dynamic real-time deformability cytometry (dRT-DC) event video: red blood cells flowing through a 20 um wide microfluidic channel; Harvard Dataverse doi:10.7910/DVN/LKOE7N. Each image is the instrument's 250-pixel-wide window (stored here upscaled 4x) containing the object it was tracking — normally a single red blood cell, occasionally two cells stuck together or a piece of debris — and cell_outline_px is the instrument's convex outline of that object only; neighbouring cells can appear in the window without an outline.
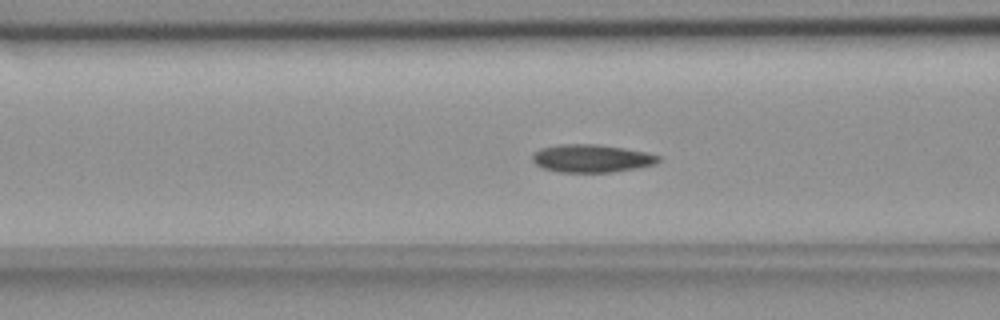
{"species": "common noctule bat (a hibernating species)", "species_latin": "Nyctalus noctula", "temperature_condition": "room temperature", "stored_images_in_passage": 56, "camera_frame_rate_fps": 3000, "um_per_image_px": 0.085, "animal": {"sex": "female", "body_mass_g": 18.4}, "frame": {"image": 1, "passage_image": 21, "time_ms": 6.667, "image_size_px": [1000, 320], "cell_outline_px": [[660, 160], [656, 164], [640, 168], [612, 172], [560, 172], [544, 168], [536, 164], [532, 160], [532, 156], [540, 148], [560, 144], [600, 144], [624, 148], [644, 152], [660, 156]], "centroid_in_image_um": [50.31, 13.46], "position_along_channel_um": 116.3, "area_um2": 20.52}}
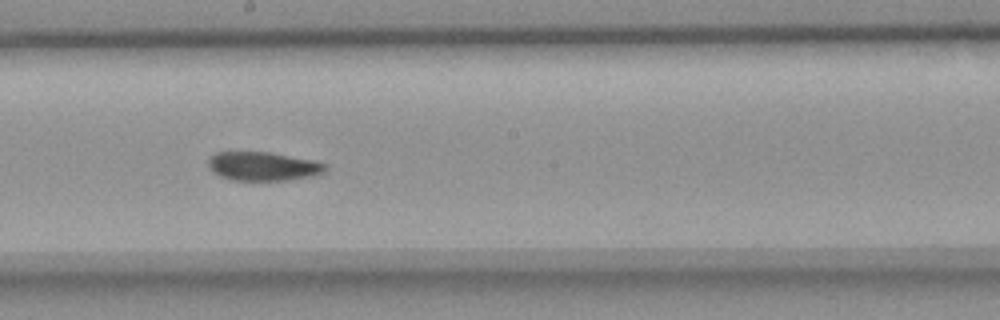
{"frame": {"image": 2, "passage_image": 30, "time_ms": 9.667, "image_size_px": [1000, 320], "cell_outline_px": [[328, 164], [324, 172], [308, 176], [284, 180], [232, 180], [220, 176], [212, 172], [208, 168], [208, 160], [216, 152], [268, 152], [312, 160]], "centroid_in_image_um": [22.31, 14.13], "position_along_channel_um": 225.9, "area_um2": 19.42}}
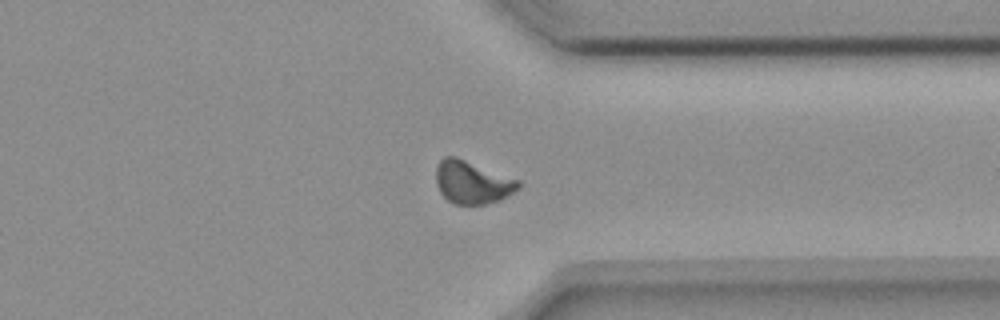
{"frame": {"image": 3, "passage_image": 42, "time_ms": 13.667, "image_size_px": [1000, 320], "cell_outline_px": [[520, 188], [500, 200], [484, 204], [452, 204], [440, 192], [436, 184], [436, 168], [440, 160], [444, 156], [456, 156], [520, 180]], "centroid_in_image_um": [40.14, 15.49], "position_along_channel_um": 371.3, "area_um2": 20.63}, "authors_computed_cell_mechanics": {"area_um2": 19.8832, "velocity_mm_per_s": 3.6689, "shape_relaxation_time_tau1_ms": null, "shape_relaxation_time_tau2_ms": 4.3192, "deformation_change_tau1": null, "deformation_change_tau2": 0.0717}}